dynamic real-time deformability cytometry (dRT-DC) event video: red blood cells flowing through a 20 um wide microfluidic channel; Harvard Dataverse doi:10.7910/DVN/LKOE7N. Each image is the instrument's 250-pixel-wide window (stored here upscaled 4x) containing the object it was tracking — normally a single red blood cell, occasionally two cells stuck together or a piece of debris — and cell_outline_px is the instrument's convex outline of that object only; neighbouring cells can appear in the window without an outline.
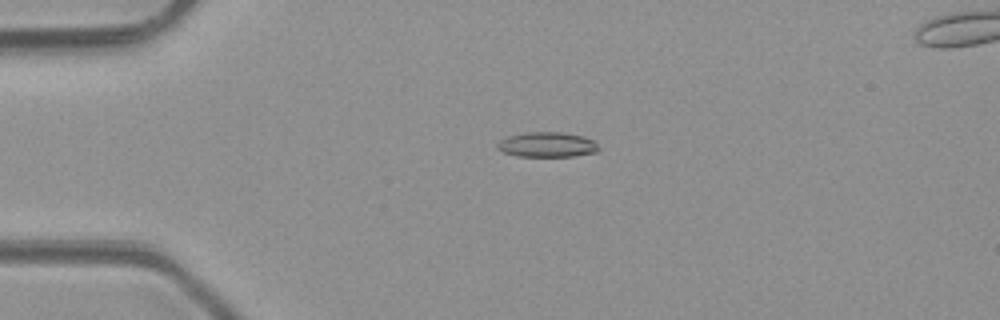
{"species": "common noctule bat (a hibernating species)", "species_latin": "Nyctalus noctula", "temperature_condition": "room temperature", "stored_images_in_passage": 6, "camera_frame_rate_fps": 3000, "um_per_image_px": 0.085, "animal": {"sex": "male", "body_mass_g": 23.1, "forearm_length_mm": 52.7}, "frame": {"image": 1, "passage_image": 4, "time_ms": 3.333, "image_size_px": [1000, 320], "cell_outline_px": [[600, 148], [596, 152], [572, 156], [516, 156], [504, 152], [496, 148], [496, 144], [500, 140], [508, 136], [524, 132], [560, 132], [584, 136], [596, 140]], "centroid_in_image_um": [46.52, 12.28], "position_along_channel_um": 38.5, "area_um2": 14.91}}
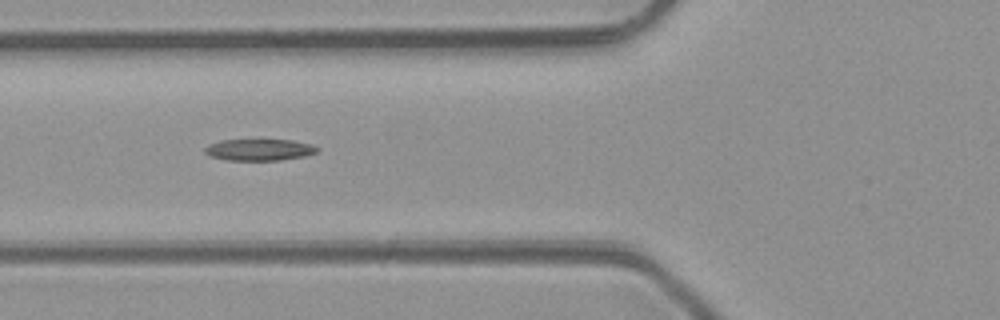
{"frame": {"image": 2, "passage_image": 6, "time_ms": 5.667, "image_size_px": [1000, 320], "cell_outline_px": [[320, 148], [316, 152], [304, 156], [280, 160], [228, 160], [208, 156], [204, 152], [204, 148], [208, 144], [220, 140], [292, 140], [312, 144]], "centroid_in_image_um": [22.01, 12.73], "position_along_channel_um": 103.8, "area_um2": 14.16}}